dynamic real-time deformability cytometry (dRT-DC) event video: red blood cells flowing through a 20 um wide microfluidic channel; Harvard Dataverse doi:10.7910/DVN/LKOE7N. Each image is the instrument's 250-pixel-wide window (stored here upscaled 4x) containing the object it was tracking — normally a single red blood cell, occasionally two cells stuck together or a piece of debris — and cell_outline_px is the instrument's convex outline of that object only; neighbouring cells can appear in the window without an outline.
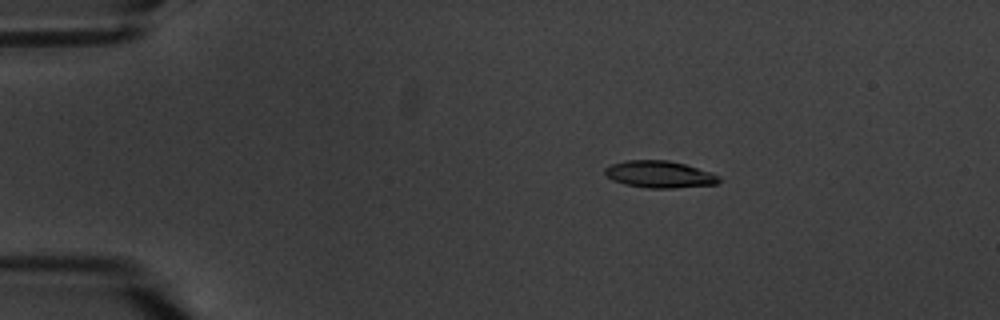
{"species": "common noctule bat (a hibernating species)", "species_latin": "Nyctalus noctula", "temperature_condition": "warm", "stored_images_in_passage": 6, "camera_frame_rate_fps": 3000, "um_per_image_px": 0.085, "animal": {"sex": "male", "body_mass_g": 20.1, "forearm_length_mm": 53.5}, "frame": {"image": 1, "passage_image": 3, "time_ms": 3.333, "image_size_px": [1000, 320], "cell_outline_px": [[724, 180], [716, 184], [672, 188], [648, 188], [624, 184], [612, 180], [604, 172], [604, 168], [612, 164], [628, 160], [668, 160], [684, 164], [712, 172], [720, 176]], "centroid_in_image_um": [56.09, 14.82], "position_along_channel_um": 28.9, "area_um2": 17.98}}